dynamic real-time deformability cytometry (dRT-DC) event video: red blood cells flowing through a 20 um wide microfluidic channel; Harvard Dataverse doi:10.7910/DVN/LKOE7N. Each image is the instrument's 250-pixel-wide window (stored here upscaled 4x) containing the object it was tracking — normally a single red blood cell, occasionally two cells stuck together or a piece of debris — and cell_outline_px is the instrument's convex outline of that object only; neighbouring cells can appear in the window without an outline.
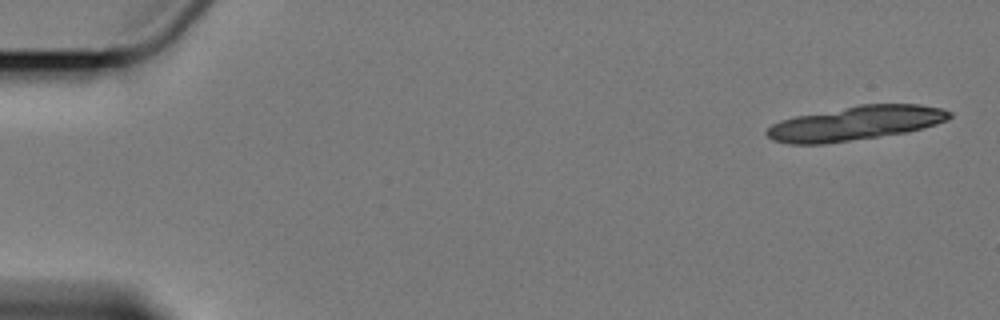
{"species": "Egyptian fruit bat (a non-hibernating species)", "species_latin": "Rousettus aegyptiacus", "temperature_condition": "cold", "stored_images_in_passage": 4, "camera_frame_rate_fps": 3000, "um_per_image_px": 0.085, "animal": {"sex": "female"}, "frame": {"image": 1, "passage_image": 1, "time_ms": 0.0, "image_size_px": [1000, 320], "cell_outline_px": [[952, 116], [948, 120], [936, 124], [904, 132], [824, 144], [788, 144], [772, 140], [764, 132], [772, 124], [780, 120], [796, 116], [860, 104], [920, 104], [940, 108], [952, 112]], "centroid_in_image_um": [72.69, 10.47], "position_along_channel_um": 12.3, "area_um2": 36.18}}